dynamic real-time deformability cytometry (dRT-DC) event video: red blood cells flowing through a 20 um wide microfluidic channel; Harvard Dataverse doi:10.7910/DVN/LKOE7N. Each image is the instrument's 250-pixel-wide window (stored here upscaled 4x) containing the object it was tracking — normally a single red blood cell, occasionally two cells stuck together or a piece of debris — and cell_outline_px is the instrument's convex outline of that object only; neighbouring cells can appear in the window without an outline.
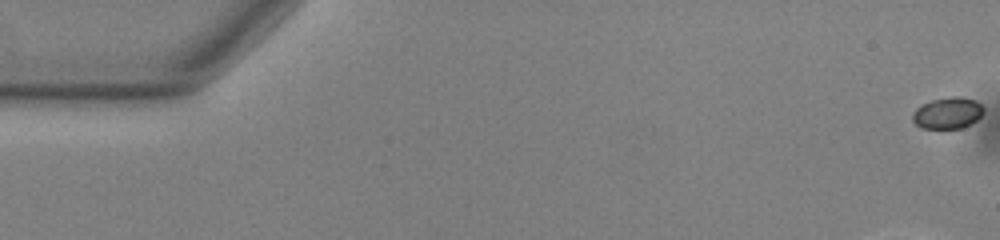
{"species": "common noctule bat (a hibernating species)", "species_latin": "Nyctalus noctula", "temperature_condition": "warm", "stored_images_in_passage": 15, "camera_frame_rate_fps": 3000, "um_per_image_px": 0.085, "animal": {"sex": "male", "body_mass_g": 13.0, "forearm_length_mm": 53.1}, "frame": {"image": 1, "passage_image": 1, "time_ms": 0.0, "image_size_px": [1000, 240], "cell_outline_px": [[984, 112], [976, 120], [960, 128], [920, 128], [912, 120], [912, 112], [916, 108], [932, 100], [948, 96], [960, 96], [976, 100], [984, 108]], "centroid_in_image_um": [80.54, 9.59], "position_along_channel_um": 4.5, "area_um2": 13.01}}
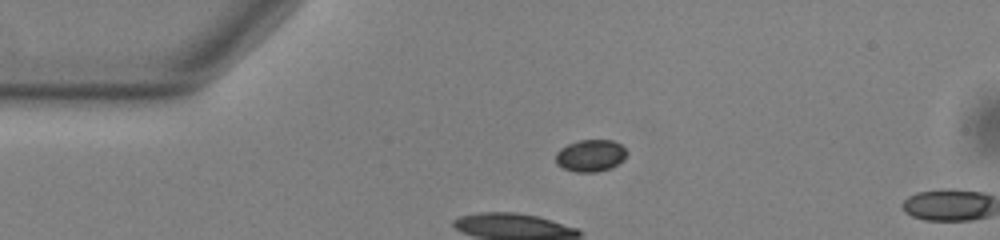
{"frame": {"image": 2, "passage_image": 13, "time_ms": 4.0, "image_size_px": [1000, 240], "cell_outline_px": [[628, 152], [624, 160], [612, 168], [596, 172], [576, 172], [564, 168], [556, 164], [556, 152], [560, 148], [568, 144], [580, 140], [612, 140], [620, 144]], "centroid_in_image_um": [50.21, 13.23], "position_along_channel_um": 34.8, "area_um2": 13.35}}